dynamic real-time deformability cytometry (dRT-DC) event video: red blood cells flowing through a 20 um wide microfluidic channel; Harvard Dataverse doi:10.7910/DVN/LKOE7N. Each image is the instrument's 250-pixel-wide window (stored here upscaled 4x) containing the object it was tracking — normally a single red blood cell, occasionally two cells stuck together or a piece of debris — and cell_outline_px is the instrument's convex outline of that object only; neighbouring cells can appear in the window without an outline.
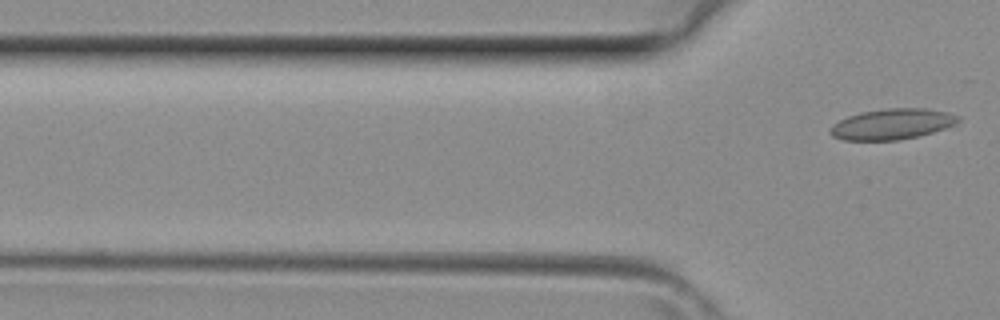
{"species": "common noctule bat (a hibernating species)", "species_latin": "Nyctalus noctula", "temperature_condition": "room temperature", "stored_images_in_passage": 3, "camera_frame_rate_fps": 3000, "um_per_image_px": 0.085, "animal": {"sex": "female", "body_mass_g": 29.2, "forearm_length_mm": 56.3}, "frame": {"image": 1, "passage_image": 3, "time_ms": 0.667, "image_size_px": [1000, 320], "cell_outline_px": [[960, 120], [956, 124], [920, 136], [900, 140], [844, 140], [832, 136], [828, 132], [832, 124], [848, 116], [860, 112], [888, 108], [924, 108], [948, 112], [960, 116]], "centroid_in_image_um": [75.82, 10.55], "position_along_channel_um": 50.0, "area_um2": 23.0}}